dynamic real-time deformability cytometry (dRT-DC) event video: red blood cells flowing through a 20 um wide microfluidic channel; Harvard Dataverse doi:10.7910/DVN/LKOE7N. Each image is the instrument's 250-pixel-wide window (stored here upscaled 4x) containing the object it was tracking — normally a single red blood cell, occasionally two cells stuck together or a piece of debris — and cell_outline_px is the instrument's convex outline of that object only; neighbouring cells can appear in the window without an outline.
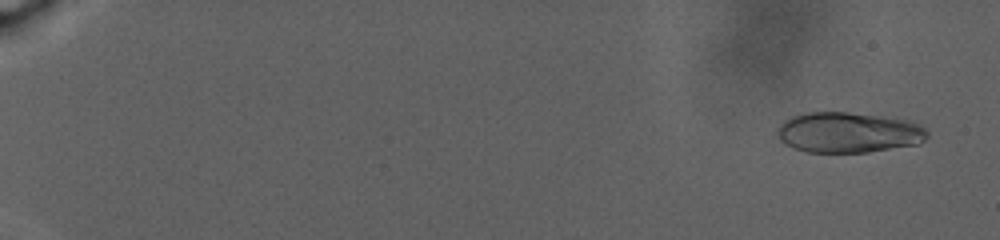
{"species": "human", "species_latin": "Homo sapiens", "temperature_condition": "warm", "stored_images_in_passage": 45, "camera_frame_rate_fps": 3000, "um_per_image_px": 0.085, "donor": {"sex": "male"}, "frame": {"image": 1, "passage_image": 4, "time_ms": 1.333, "image_size_px": [1000, 240], "cell_outline_px": [[928, 136], [920, 144], [868, 152], [804, 152], [792, 148], [784, 144], [780, 140], [776, 132], [776, 128], [784, 120], [792, 116], [808, 112], [848, 112], [912, 120], [920, 124], [928, 132]], "centroid_in_image_um": [72.11, 11.26], "position_along_channel_um": 12.9, "area_um2": 35.84}}
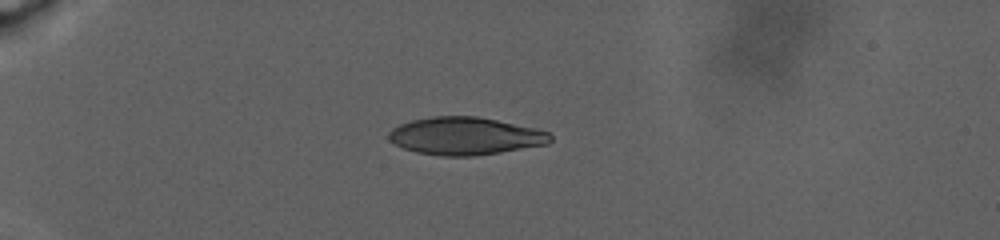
{"frame": {"image": 2, "passage_image": 24, "time_ms": 9.0, "image_size_px": [1000, 240], "cell_outline_px": [[552, 140], [548, 144], [500, 152], [472, 156], [440, 156], [416, 152], [404, 148], [388, 140], [388, 132], [392, 128], [400, 124], [412, 120], [432, 116], [476, 116], [540, 128], [548, 132], [552, 136]], "centroid_in_image_um": [39.56, 11.56], "position_along_channel_um": 45.4, "area_um2": 35.66}}
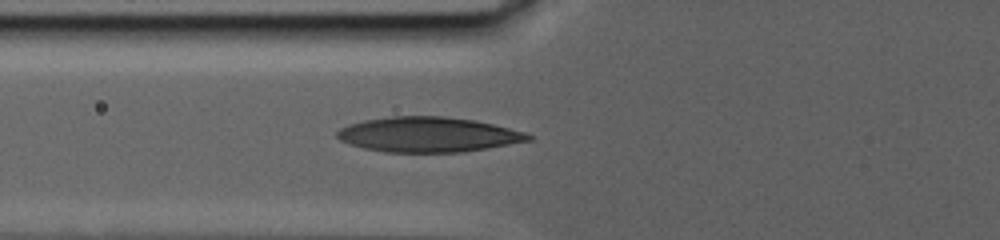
{"frame": {"image": 3, "passage_image": 44, "time_ms": 13.0, "image_size_px": [1000, 240], "cell_outline_px": [[532, 140], [488, 148], [464, 152], [384, 152], [364, 148], [348, 144], [340, 140], [336, 136], [336, 132], [340, 128], [348, 124], [364, 120], [388, 116], [444, 116], [476, 120], [524, 132], [532, 136]], "centroid_in_image_um": [36.36, 11.43], "position_along_channel_um": 89.4, "area_um2": 39.13}}